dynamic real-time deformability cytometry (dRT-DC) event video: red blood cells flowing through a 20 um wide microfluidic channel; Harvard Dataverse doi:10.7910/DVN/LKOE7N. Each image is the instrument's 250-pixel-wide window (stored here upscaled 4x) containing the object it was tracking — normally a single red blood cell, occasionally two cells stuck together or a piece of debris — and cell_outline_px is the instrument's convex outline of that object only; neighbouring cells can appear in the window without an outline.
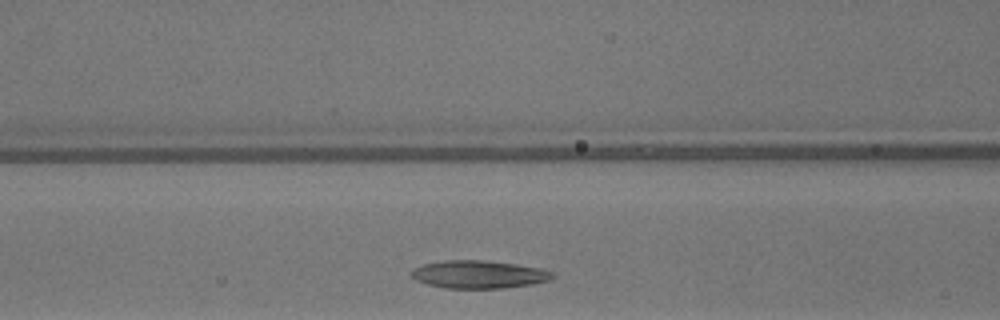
{"species": "common noctule bat (a hibernating species)", "species_latin": "Nyctalus noctula", "temperature_condition": "warm", "stored_images_in_passage": 20, "camera_frame_rate_fps": 3000, "um_per_image_px": 0.085, "animal": {"sex": "male", "body_mass_g": 13.3}, "frame": {"image": 1, "passage_image": 6, "time_ms": 1.667, "image_size_px": [1000, 320], "cell_outline_px": [[556, 276], [548, 280], [532, 284], [504, 288], [444, 288], [428, 284], [416, 280], [412, 276], [412, 272], [416, 268], [424, 264], [444, 260], [484, 260], [516, 264], [540, 268], [552, 272]], "centroid_in_image_um": [40.72, 23.32], "position_along_channel_um": 125.9, "area_um2": 22.72}}
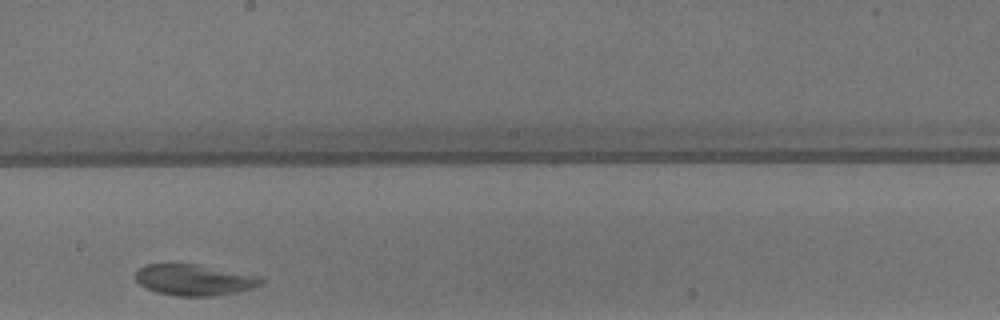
{"frame": {"image": 2, "passage_image": 14, "time_ms": 4.333, "image_size_px": [1000, 320], "cell_outline_px": [[264, 280], [260, 284], [252, 288], [236, 292], [212, 296], [176, 296], [156, 292], [144, 288], [136, 280], [136, 272], [144, 264], [196, 264], [260, 276]], "centroid_in_image_um": [16.48, 23.79], "position_along_channel_um": 231.7, "area_um2": 22.66}}
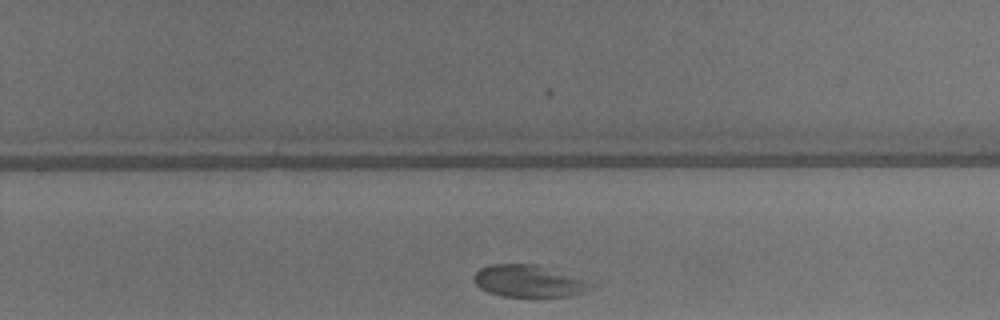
{"frame": {"image": 3, "passage_image": 18, "time_ms": 5.667, "image_size_px": [1000, 320], "cell_outline_px": [[596, 284], [592, 288], [568, 296], [540, 300], [504, 296], [488, 292], [480, 288], [476, 284], [476, 272], [480, 268], [492, 264], [536, 264]], "centroid_in_image_um": [44.95, 23.95], "position_along_channel_um": 284.8, "area_um2": 22.14}}